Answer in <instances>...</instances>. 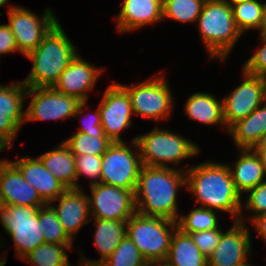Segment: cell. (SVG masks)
<instances>
[{"label":"cell","mask_w":266,"mask_h":266,"mask_svg":"<svg viewBox=\"0 0 266 266\" xmlns=\"http://www.w3.org/2000/svg\"><path fill=\"white\" fill-rule=\"evenodd\" d=\"M185 175L186 190L196 198V204L218 212H229L233 220L243 221L242 196L234 186L227 164L199 163L188 167Z\"/></svg>","instance_id":"6da1fadb"},{"label":"cell","mask_w":266,"mask_h":266,"mask_svg":"<svg viewBox=\"0 0 266 266\" xmlns=\"http://www.w3.org/2000/svg\"><path fill=\"white\" fill-rule=\"evenodd\" d=\"M186 168L143 165L134 192L136 211L177 221V192L186 186Z\"/></svg>","instance_id":"7a4b0ae2"},{"label":"cell","mask_w":266,"mask_h":266,"mask_svg":"<svg viewBox=\"0 0 266 266\" xmlns=\"http://www.w3.org/2000/svg\"><path fill=\"white\" fill-rule=\"evenodd\" d=\"M76 51L58 21L37 48L26 55L33 65L23 83L27 87H53L78 54Z\"/></svg>","instance_id":"3957f363"},{"label":"cell","mask_w":266,"mask_h":266,"mask_svg":"<svg viewBox=\"0 0 266 266\" xmlns=\"http://www.w3.org/2000/svg\"><path fill=\"white\" fill-rule=\"evenodd\" d=\"M196 23L208 57L221 62L243 35L236 26L228 0H206Z\"/></svg>","instance_id":"277c9868"},{"label":"cell","mask_w":266,"mask_h":266,"mask_svg":"<svg viewBox=\"0 0 266 266\" xmlns=\"http://www.w3.org/2000/svg\"><path fill=\"white\" fill-rule=\"evenodd\" d=\"M137 142L142 165L175 168L179 162L200 152L199 145L164 128L154 127L151 132L134 137Z\"/></svg>","instance_id":"5b68a950"},{"label":"cell","mask_w":266,"mask_h":266,"mask_svg":"<svg viewBox=\"0 0 266 266\" xmlns=\"http://www.w3.org/2000/svg\"><path fill=\"white\" fill-rule=\"evenodd\" d=\"M177 222L137 211L127 220L126 235L146 261L165 260Z\"/></svg>","instance_id":"8992f818"},{"label":"cell","mask_w":266,"mask_h":266,"mask_svg":"<svg viewBox=\"0 0 266 266\" xmlns=\"http://www.w3.org/2000/svg\"><path fill=\"white\" fill-rule=\"evenodd\" d=\"M40 207L7 205L0 210L1 225L14 241L19 260L44 243V232L39 224Z\"/></svg>","instance_id":"52a82bcc"},{"label":"cell","mask_w":266,"mask_h":266,"mask_svg":"<svg viewBox=\"0 0 266 266\" xmlns=\"http://www.w3.org/2000/svg\"><path fill=\"white\" fill-rule=\"evenodd\" d=\"M26 96L32 99L26 108L24 123L81 117L83 109H88L87 101L81 102L76 97L63 94L54 87H27Z\"/></svg>","instance_id":"ba28073f"},{"label":"cell","mask_w":266,"mask_h":266,"mask_svg":"<svg viewBox=\"0 0 266 266\" xmlns=\"http://www.w3.org/2000/svg\"><path fill=\"white\" fill-rule=\"evenodd\" d=\"M136 148L133 151L126 142H112L102 155V169L100 183L135 191L142 162L136 140L133 138L130 145Z\"/></svg>","instance_id":"9c48e42d"},{"label":"cell","mask_w":266,"mask_h":266,"mask_svg":"<svg viewBox=\"0 0 266 266\" xmlns=\"http://www.w3.org/2000/svg\"><path fill=\"white\" fill-rule=\"evenodd\" d=\"M129 94L133 114L156 122L170 117L174 97L165 75H156L130 86L119 83Z\"/></svg>","instance_id":"30bf717a"},{"label":"cell","mask_w":266,"mask_h":266,"mask_svg":"<svg viewBox=\"0 0 266 266\" xmlns=\"http://www.w3.org/2000/svg\"><path fill=\"white\" fill-rule=\"evenodd\" d=\"M44 11L43 16L38 18L37 14L25 7L13 4L8 6L9 23L7 25L14 35L18 51L24 56L35 50L44 36L58 22L50 8Z\"/></svg>","instance_id":"8fae6325"},{"label":"cell","mask_w":266,"mask_h":266,"mask_svg":"<svg viewBox=\"0 0 266 266\" xmlns=\"http://www.w3.org/2000/svg\"><path fill=\"white\" fill-rule=\"evenodd\" d=\"M90 190L92 195L87 197L93 218L127 221L136 212L135 191L104 183L90 186Z\"/></svg>","instance_id":"7c38bea8"},{"label":"cell","mask_w":266,"mask_h":266,"mask_svg":"<svg viewBox=\"0 0 266 266\" xmlns=\"http://www.w3.org/2000/svg\"><path fill=\"white\" fill-rule=\"evenodd\" d=\"M243 80L237 88L222 99L223 118L228 129L246 118L266 100L262 76L252 75L242 69Z\"/></svg>","instance_id":"4fadbf2b"},{"label":"cell","mask_w":266,"mask_h":266,"mask_svg":"<svg viewBox=\"0 0 266 266\" xmlns=\"http://www.w3.org/2000/svg\"><path fill=\"white\" fill-rule=\"evenodd\" d=\"M103 95L101 103L98 104L101 126L112 142H123L121 132L132 125L130 96L119 83L114 82L107 87Z\"/></svg>","instance_id":"5bb4252c"},{"label":"cell","mask_w":266,"mask_h":266,"mask_svg":"<svg viewBox=\"0 0 266 266\" xmlns=\"http://www.w3.org/2000/svg\"><path fill=\"white\" fill-rule=\"evenodd\" d=\"M233 226L223 231L218 246L207 258L208 266H237L248 260L251 237L245 221H233Z\"/></svg>","instance_id":"9a60e30c"},{"label":"cell","mask_w":266,"mask_h":266,"mask_svg":"<svg viewBox=\"0 0 266 266\" xmlns=\"http://www.w3.org/2000/svg\"><path fill=\"white\" fill-rule=\"evenodd\" d=\"M27 86L21 82L0 85V137L11 147L25 122L24 100Z\"/></svg>","instance_id":"2e32d148"},{"label":"cell","mask_w":266,"mask_h":266,"mask_svg":"<svg viewBox=\"0 0 266 266\" xmlns=\"http://www.w3.org/2000/svg\"><path fill=\"white\" fill-rule=\"evenodd\" d=\"M101 73V68L94 67L77 54L53 87L63 94L76 97L81 102H88V93L96 86Z\"/></svg>","instance_id":"e0dca14e"},{"label":"cell","mask_w":266,"mask_h":266,"mask_svg":"<svg viewBox=\"0 0 266 266\" xmlns=\"http://www.w3.org/2000/svg\"><path fill=\"white\" fill-rule=\"evenodd\" d=\"M54 201L58 204L51 206L64 231L74 241L81 227L92 221L87 194L82 188H69Z\"/></svg>","instance_id":"ac0fdd59"},{"label":"cell","mask_w":266,"mask_h":266,"mask_svg":"<svg viewBox=\"0 0 266 266\" xmlns=\"http://www.w3.org/2000/svg\"><path fill=\"white\" fill-rule=\"evenodd\" d=\"M0 189L7 205L44 206L38 191L22 176L11 162L0 160Z\"/></svg>","instance_id":"d6986e66"},{"label":"cell","mask_w":266,"mask_h":266,"mask_svg":"<svg viewBox=\"0 0 266 266\" xmlns=\"http://www.w3.org/2000/svg\"><path fill=\"white\" fill-rule=\"evenodd\" d=\"M30 156L11 161L21 172L23 178L31 184L46 204H52L67 188L43 165L41 160Z\"/></svg>","instance_id":"ffe728a7"},{"label":"cell","mask_w":266,"mask_h":266,"mask_svg":"<svg viewBox=\"0 0 266 266\" xmlns=\"http://www.w3.org/2000/svg\"><path fill=\"white\" fill-rule=\"evenodd\" d=\"M116 18L120 33L158 23L163 20V0H123Z\"/></svg>","instance_id":"44dd1931"},{"label":"cell","mask_w":266,"mask_h":266,"mask_svg":"<svg viewBox=\"0 0 266 266\" xmlns=\"http://www.w3.org/2000/svg\"><path fill=\"white\" fill-rule=\"evenodd\" d=\"M239 150V159L232 168L228 166L237 192L243 195L266 179V168L260 153L252 148Z\"/></svg>","instance_id":"7402d4cb"},{"label":"cell","mask_w":266,"mask_h":266,"mask_svg":"<svg viewBox=\"0 0 266 266\" xmlns=\"http://www.w3.org/2000/svg\"><path fill=\"white\" fill-rule=\"evenodd\" d=\"M227 132L238 149H253L266 132V100L246 118L234 123Z\"/></svg>","instance_id":"603a6c76"},{"label":"cell","mask_w":266,"mask_h":266,"mask_svg":"<svg viewBox=\"0 0 266 266\" xmlns=\"http://www.w3.org/2000/svg\"><path fill=\"white\" fill-rule=\"evenodd\" d=\"M216 96L196 92L190 95L185 103V113L190 120L197 121L205 125H222L227 131L223 118V101H219Z\"/></svg>","instance_id":"cb8c5ba5"},{"label":"cell","mask_w":266,"mask_h":266,"mask_svg":"<svg viewBox=\"0 0 266 266\" xmlns=\"http://www.w3.org/2000/svg\"><path fill=\"white\" fill-rule=\"evenodd\" d=\"M38 158L67 189L76 188L75 156L63 141L54 150L43 153Z\"/></svg>","instance_id":"d4e9b609"},{"label":"cell","mask_w":266,"mask_h":266,"mask_svg":"<svg viewBox=\"0 0 266 266\" xmlns=\"http://www.w3.org/2000/svg\"><path fill=\"white\" fill-rule=\"evenodd\" d=\"M95 222L94 244L97 246V252L100 259H88L85 255L82 258L93 262H104L117 248L120 241L126 235L127 221H116L107 219L92 218Z\"/></svg>","instance_id":"484cf974"},{"label":"cell","mask_w":266,"mask_h":266,"mask_svg":"<svg viewBox=\"0 0 266 266\" xmlns=\"http://www.w3.org/2000/svg\"><path fill=\"white\" fill-rule=\"evenodd\" d=\"M172 266H208L207 258L193 242L191 236L179 228L173 233L165 259Z\"/></svg>","instance_id":"4316f807"},{"label":"cell","mask_w":266,"mask_h":266,"mask_svg":"<svg viewBox=\"0 0 266 266\" xmlns=\"http://www.w3.org/2000/svg\"><path fill=\"white\" fill-rule=\"evenodd\" d=\"M233 17L239 31L244 34L246 30L257 29L259 32L265 30L266 24V2L253 0L243 3H230Z\"/></svg>","instance_id":"83f0119b"},{"label":"cell","mask_w":266,"mask_h":266,"mask_svg":"<svg viewBox=\"0 0 266 266\" xmlns=\"http://www.w3.org/2000/svg\"><path fill=\"white\" fill-rule=\"evenodd\" d=\"M73 244L42 243L30 251L21 260L33 266H71L66 250Z\"/></svg>","instance_id":"f1b7e54d"},{"label":"cell","mask_w":266,"mask_h":266,"mask_svg":"<svg viewBox=\"0 0 266 266\" xmlns=\"http://www.w3.org/2000/svg\"><path fill=\"white\" fill-rule=\"evenodd\" d=\"M217 212L201 206L194 208L187 215H179L176 221L177 228L187 234L220 228Z\"/></svg>","instance_id":"f546056e"},{"label":"cell","mask_w":266,"mask_h":266,"mask_svg":"<svg viewBox=\"0 0 266 266\" xmlns=\"http://www.w3.org/2000/svg\"><path fill=\"white\" fill-rule=\"evenodd\" d=\"M206 0H163V19L197 22Z\"/></svg>","instance_id":"4dcf8cb0"},{"label":"cell","mask_w":266,"mask_h":266,"mask_svg":"<svg viewBox=\"0 0 266 266\" xmlns=\"http://www.w3.org/2000/svg\"><path fill=\"white\" fill-rule=\"evenodd\" d=\"M39 224L44 232L45 243L74 244V241L64 231L51 204H46L39 208Z\"/></svg>","instance_id":"1f68e13d"},{"label":"cell","mask_w":266,"mask_h":266,"mask_svg":"<svg viewBox=\"0 0 266 266\" xmlns=\"http://www.w3.org/2000/svg\"><path fill=\"white\" fill-rule=\"evenodd\" d=\"M63 142L69 147L74 156L85 154L102 156L112 144L108 137H95L81 132H76Z\"/></svg>","instance_id":"d6a6232c"},{"label":"cell","mask_w":266,"mask_h":266,"mask_svg":"<svg viewBox=\"0 0 266 266\" xmlns=\"http://www.w3.org/2000/svg\"><path fill=\"white\" fill-rule=\"evenodd\" d=\"M145 261L136 245L125 235L104 263L107 266H140Z\"/></svg>","instance_id":"836d02e7"},{"label":"cell","mask_w":266,"mask_h":266,"mask_svg":"<svg viewBox=\"0 0 266 266\" xmlns=\"http://www.w3.org/2000/svg\"><path fill=\"white\" fill-rule=\"evenodd\" d=\"M102 156L97 155H81L75 156L76 167V188L81 189V185L78 184V180L81 176L91 179L90 186L100 183L101 169H102Z\"/></svg>","instance_id":"e575fe53"},{"label":"cell","mask_w":266,"mask_h":266,"mask_svg":"<svg viewBox=\"0 0 266 266\" xmlns=\"http://www.w3.org/2000/svg\"><path fill=\"white\" fill-rule=\"evenodd\" d=\"M223 231L221 228L189 233L201 253L208 258L216 249Z\"/></svg>","instance_id":"d590c367"},{"label":"cell","mask_w":266,"mask_h":266,"mask_svg":"<svg viewBox=\"0 0 266 266\" xmlns=\"http://www.w3.org/2000/svg\"><path fill=\"white\" fill-rule=\"evenodd\" d=\"M247 198L244 203L245 207L242 206V212L244 209H246L247 211L249 210L252 211L250 215L251 217H249L250 221L263 213H266V179L261 182L259 185H257L255 188L249 190L246 193Z\"/></svg>","instance_id":"8d00e7d4"},{"label":"cell","mask_w":266,"mask_h":266,"mask_svg":"<svg viewBox=\"0 0 266 266\" xmlns=\"http://www.w3.org/2000/svg\"><path fill=\"white\" fill-rule=\"evenodd\" d=\"M262 47L245 61L243 69L252 75L262 76L266 73V31L260 32Z\"/></svg>","instance_id":"74e56055"},{"label":"cell","mask_w":266,"mask_h":266,"mask_svg":"<svg viewBox=\"0 0 266 266\" xmlns=\"http://www.w3.org/2000/svg\"><path fill=\"white\" fill-rule=\"evenodd\" d=\"M93 114H87L86 117H82L81 127H79L78 132L87 133L95 137H107L104 133L103 127L101 126V114L97 107Z\"/></svg>","instance_id":"f35d334b"},{"label":"cell","mask_w":266,"mask_h":266,"mask_svg":"<svg viewBox=\"0 0 266 266\" xmlns=\"http://www.w3.org/2000/svg\"><path fill=\"white\" fill-rule=\"evenodd\" d=\"M18 51L13 33L7 24L0 25V55Z\"/></svg>","instance_id":"ab89813d"},{"label":"cell","mask_w":266,"mask_h":266,"mask_svg":"<svg viewBox=\"0 0 266 266\" xmlns=\"http://www.w3.org/2000/svg\"><path fill=\"white\" fill-rule=\"evenodd\" d=\"M250 222L252 226H255L258 236L266 243V213L254 217Z\"/></svg>","instance_id":"60d3db41"},{"label":"cell","mask_w":266,"mask_h":266,"mask_svg":"<svg viewBox=\"0 0 266 266\" xmlns=\"http://www.w3.org/2000/svg\"><path fill=\"white\" fill-rule=\"evenodd\" d=\"M253 149L260 154L266 150V132L262 135L261 139Z\"/></svg>","instance_id":"b9f144b4"},{"label":"cell","mask_w":266,"mask_h":266,"mask_svg":"<svg viewBox=\"0 0 266 266\" xmlns=\"http://www.w3.org/2000/svg\"><path fill=\"white\" fill-rule=\"evenodd\" d=\"M81 263L79 266H107L104 262H93L81 257Z\"/></svg>","instance_id":"7bdbcfd3"},{"label":"cell","mask_w":266,"mask_h":266,"mask_svg":"<svg viewBox=\"0 0 266 266\" xmlns=\"http://www.w3.org/2000/svg\"><path fill=\"white\" fill-rule=\"evenodd\" d=\"M6 148H11V146L3 138L0 137V152H3Z\"/></svg>","instance_id":"ee69618b"},{"label":"cell","mask_w":266,"mask_h":266,"mask_svg":"<svg viewBox=\"0 0 266 266\" xmlns=\"http://www.w3.org/2000/svg\"><path fill=\"white\" fill-rule=\"evenodd\" d=\"M153 266H172L166 260L153 261Z\"/></svg>","instance_id":"f6af8a7d"},{"label":"cell","mask_w":266,"mask_h":266,"mask_svg":"<svg viewBox=\"0 0 266 266\" xmlns=\"http://www.w3.org/2000/svg\"><path fill=\"white\" fill-rule=\"evenodd\" d=\"M6 206L7 204L5 202L4 195L2 194V190L0 189V210L5 208Z\"/></svg>","instance_id":"bcb514c9"},{"label":"cell","mask_w":266,"mask_h":266,"mask_svg":"<svg viewBox=\"0 0 266 266\" xmlns=\"http://www.w3.org/2000/svg\"><path fill=\"white\" fill-rule=\"evenodd\" d=\"M253 0H228L229 3H243V2H249Z\"/></svg>","instance_id":"7dc6e473"},{"label":"cell","mask_w":266,"mask_h":266,"mask_svg":"<svg viewBox=\"0 0 266 266\" xmlns=\"http://www.w3.org/2000/svg\"><path fill=\"white\" fill-rule=\"evenodd\" d=\"M140 266H153V261H145L142 265Z\"/></svg>","instance_id":"c3c4849f"},{"label":"cell","mask_w":266,"mask_h":266,"mask_svg":"<svg viewBox=\"0 0 266 266\" xmlns=\"http://www.w3.org/2000/svg\"><path fill=\"white\" fill-rule=\"evenodd\" d=\"M9 0H0V7H5V4H7Z\"/></svg>","instance_id":"681fc988"},{"label":"cell","mask_w":266,"mask_h":266,"mask_svg":"<svg viewBox=\"0 0 266 266\" xmlns=\"http://www.w3.org/2000/svg\"><path fill=\"white\" fill-rule=\"evenodd\" d=\"M237 266H251V264H249L248 260L241 263V264H238ZM254 266V265H253Z\"/></svg>","instance_id":"f907efd6"},{"label":"cell","mask_w":266,"mask_h":266,"mask_svg":"<svg viewBox=\"0 0 266 266\" xmlns=\"http://www.w3.org/2000/svg\"><path fill=\"white\" fill-rule=\"evenodd\" d=\"M261 155L263 157L264 165H265V168H266V150Z\"/></svg>","instance_id":"816d5d0a"},{"label":"cell","mask_w":266,"mask_h":266,"mask_svg":"<svg viewBox=\"0 0 266 266\" xmlns=\"http://www.w3.org/2000/svg\"><path fill=\"white\" fill-rule=\"evenodd\" d=\"M262 78H263L264 84H265V95H266V73L264 75H262Z\"/></svg>","instance_id":"f5cc1de1"}]
</instances>
